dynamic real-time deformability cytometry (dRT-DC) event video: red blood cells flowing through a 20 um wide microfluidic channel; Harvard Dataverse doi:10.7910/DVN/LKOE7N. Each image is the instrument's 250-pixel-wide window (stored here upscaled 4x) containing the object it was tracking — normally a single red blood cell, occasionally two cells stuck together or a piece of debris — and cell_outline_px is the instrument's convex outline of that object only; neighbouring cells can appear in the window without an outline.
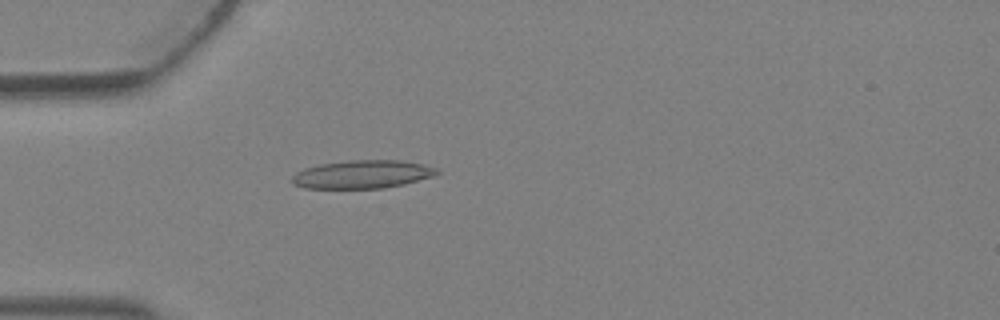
{"species": "Egyptian fruit bat (a non-hibernating species)", "species_latin": "Rousettus aegyptiacus", "temperature_condition": "warm", "stored_images_in_passage": 4, "camera_frame_rate_fps": 3000, "um_per_image_px": 0.085, "animal": {"sex": "female"}, "frame": {"image": 1, "passage_image": 4, "time_ms": 1.0, "image_size_px": [1000, 320], "cell_outline_px": [[440, 172], [432, 176], [404, 184], [384, 188], [304, 188], [292, 184], [292, 176], [296, 172], [304, 168], [320, 164], [352, 160], [400, 160], [424, 164], [440, 168]], "centroid_in_image_um": [30.81, 14.81], "position_along_channel_um": 54.2, "area_um2": 23.87}}